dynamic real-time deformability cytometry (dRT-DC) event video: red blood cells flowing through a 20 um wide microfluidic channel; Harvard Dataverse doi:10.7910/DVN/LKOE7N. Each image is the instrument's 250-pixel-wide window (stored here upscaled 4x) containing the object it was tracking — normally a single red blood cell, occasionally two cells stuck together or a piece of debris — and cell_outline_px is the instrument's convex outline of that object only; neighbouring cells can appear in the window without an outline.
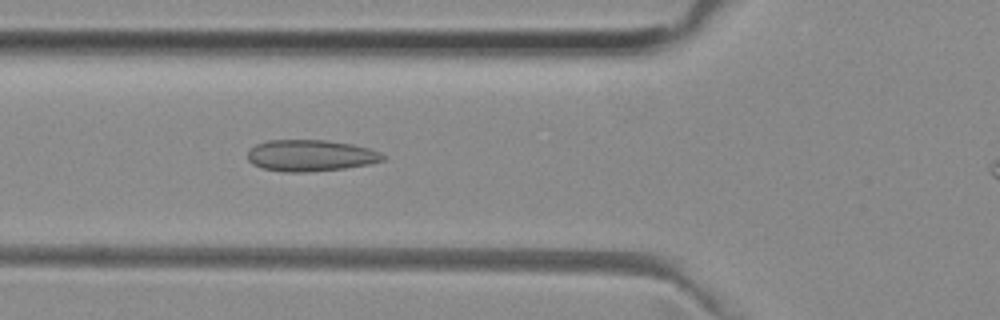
{"species": "common noctule bat (a hibernating species)", "species_latin": "Nyctalus noctula", "temperature_condition": "room temperature", "stored_images_in_passage": 33, "camera_frame_rate_fps": 3000, "um_per_image_px": 0.085, "animal": {"sex": "female", "body_mass_g": 29.2, "forearm_length_mm": 56.3}, "frame": {"image": 1, "passage_image": 6, "time_ms": 1.667, "image_size_px": [1000, 320], "cell_outline_px": [[388, 156], [384, 160], [368, 164], [344, 168], [304, 172], [284, 172], [264, 168], [252, 164], [248, 160], [248, 152], [256, 144], [268, 140], [328, 140], [352, 144], [368, 148], [380, 152]], "centroid_in_image_um": [26.42, 13.21], "position_along_channel_um": 99.4, "area_um2": 24.74}}
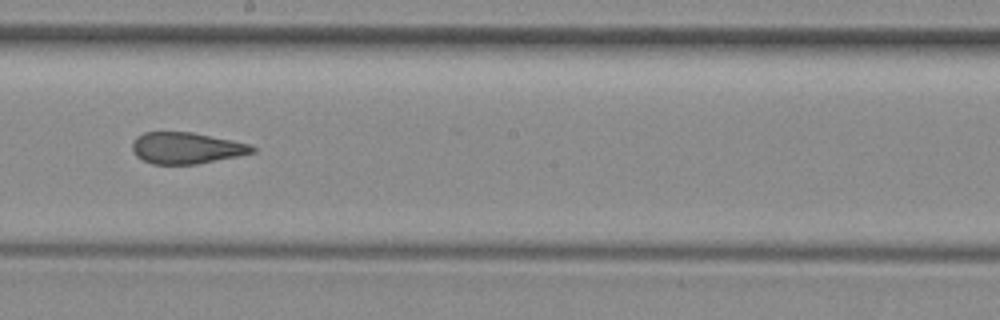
{"frame": {"image": 2, "passage_image": 16, "time_ms": 5.0, "image_size_px": [1000, 320], "cell_outline_px": [[256, 152], [196, 164], [152, 164], [136, 156], [132, 148], [132, 144], [136, 136], [144, 132], [192, 132], [248, 144], [256, 148]], "centroid_in_image_um": [15.8, 12.58], "position_along_channel_um": 232.4, "area_um2": 21.68}}
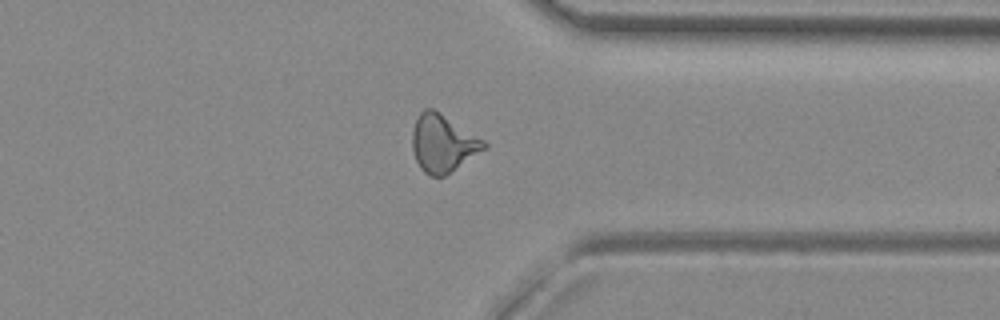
{"frame": {"image": 3, "passage_image": 27, "time_ms": 8.667, "image_size_px": [1000, 320], "cell_outline_px": [[488, 144], [484, 148], [444, 176], [432, 176], [424, 172], [420, 168], [416, 160], [412, 148], [412, 132], [416, 120], [420, 112], [424, 108], [432, 108], [484, 140]], "centroid_in_image_um": [37.59, 12.18], "position_along_channel_um": 373.8, "area_um2": 23.35}}